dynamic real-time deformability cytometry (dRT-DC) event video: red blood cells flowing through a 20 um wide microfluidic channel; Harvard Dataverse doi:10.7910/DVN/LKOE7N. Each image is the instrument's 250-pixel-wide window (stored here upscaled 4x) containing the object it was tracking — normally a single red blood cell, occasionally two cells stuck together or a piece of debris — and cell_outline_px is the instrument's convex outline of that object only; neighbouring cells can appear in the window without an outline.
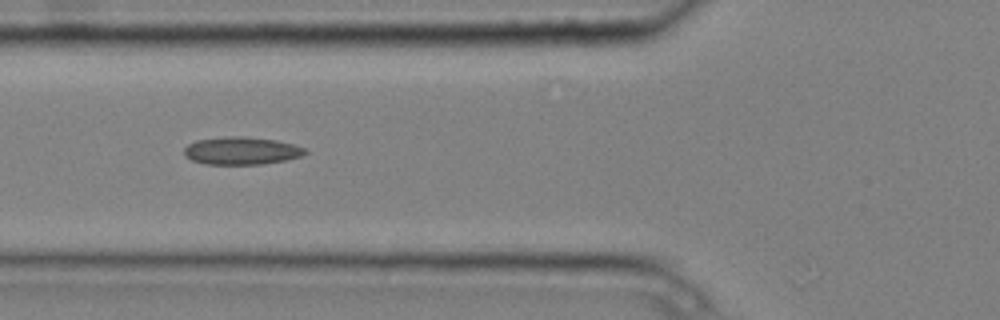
{"species": "common noctule bat (a hibernating species)", "species_latin": "Nyctalus noctula", "temperature_condition": "cold", "stored_images_in_passage": 6, "camera_frame_rate_fps": 3000, "um_per_image_px": 0.085, "animal": {"sex": "male", "body_mass_g": 20.4}, "frame": {"image": 1, "passage_image": 3, "time_ms": 0.667, "image_size_px": [1000, 320], "cell_outline_px": [[308, 152], [300, 156], [284, 160], [264, 164], [208, 164], [192, 160], [184, 156], [184, 148], [188, 144], [196, 140], [228, 136], [244, 136], [276, 140], [292, 144], [304, 148]], "centroid_in_image_um": [20.49, 12.81], "position_along_channel_um": 105.3, "area_um2": 19.42}}
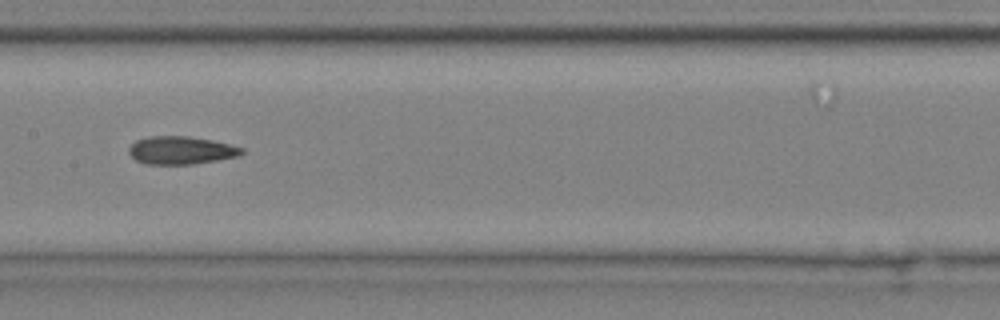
{"frame": {"image": 2, "passage_image": 5, "time_ms": 1.333, "image_size_px": [1000, 320], "cell_outline_px": [[244, 152], [240, 156], [192, 164], [144, 164], [136, 160], [128, 152], [128, 148], [136, 140], [148, 136], [188, 136], [212, 140], [244, 148]], "centroid_in_image_um": [15.38, 12.77], "position_along_channel_um": 192.0, "area_um2": 18.38}}
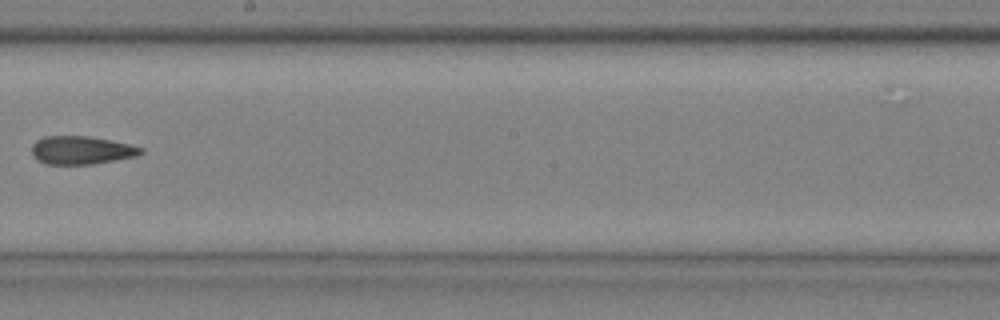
{"frame": {"image": 3, "passage_image": 6, "time_ms": 1.667, "image_size_px": [1000, 320], "cell_outline_px": [[144, 152], [136, 156], [92, 164], [44, 164], [36, 160], [32, 156], [32, 144], [36, 140], [44, 136], [88, 136], [128, 144], [144, 148]], "centroid_in_image_um": [6.87, 12.77], "position_along_channel_um": 241.3, "area_um2": 17.92}}